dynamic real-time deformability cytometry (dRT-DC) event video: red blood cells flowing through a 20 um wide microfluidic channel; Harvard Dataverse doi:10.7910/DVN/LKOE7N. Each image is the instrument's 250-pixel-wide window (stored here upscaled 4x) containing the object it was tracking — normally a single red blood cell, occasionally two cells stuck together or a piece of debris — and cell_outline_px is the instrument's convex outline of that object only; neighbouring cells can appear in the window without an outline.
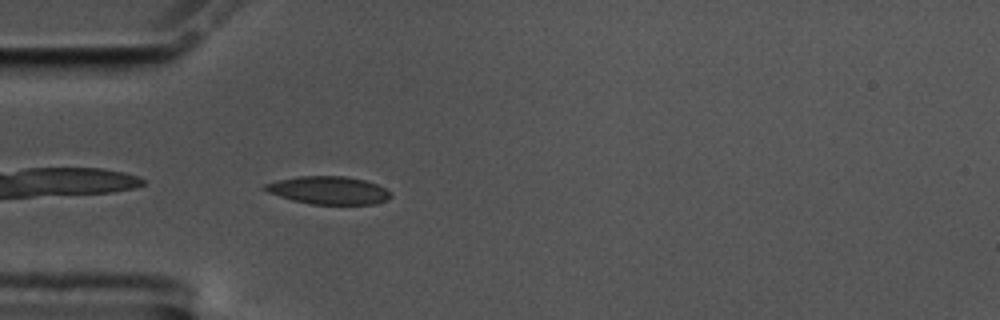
{"species": "common noctule bat (a hibernating species)", "species_latin": "Nyctalus noctula", "temperature_condition": "cold", "stored_images_in_passage": 41, "camera_frame_rate_fps": 3000, "um_per_image_px": 0.085, "animal": {"sex": "male", "body_mass_g": 17.5, "forearm_length_mm": 52.3}, "frame": {"image": 1, "passage_image": 1, "time_ms": 0.0, "image_size_px": [1000, 320], "cell_outline_px": [[392, 196], [388, 200], [372, 204], [312, 204], [292, 200], [268, 192], [260, 188], [264, 184], [276, 180], [296, 176], [344, 176], [364, 180], [376, 184], [392, 192]], "centroid_in_image_um": [27.91, 16.17], "position_along_channel_um": 57.1, "area_um2": 20.52}}
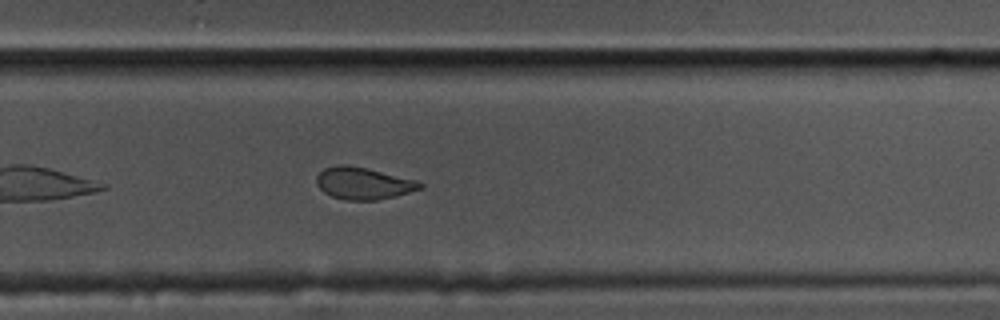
{"frame": {"image": 2, "passage_image": 22, "time_ms": 7.0, "image_size_px": [1000, 320], "cell_outline_px": [[424, 188], [396, 196], [376, 200], [344, 200], [332, 196], [324, 192], [316, 184], [316, 176], [324, 168], [340, 164], [344, 164], [364, 168], [416, 180], [424, 184]], "centroid_in_image_um": [30.88, 15.59], "position_along_channel_um": 298.9, "area_um2": 19.19}}
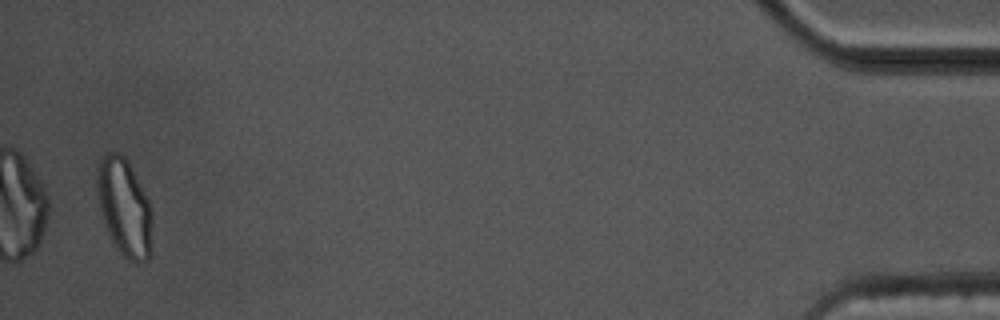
{"frame": {"image": 3, "passage_image": 40, "time_ms": 13.0, "image_size_px": [1000, 320], "cell_outline_px": [[152, 252], [148, 260], [136, 264], [128, 260], [116, 248], [104, 224], [100, 208], [96, 188], [96, 168], [100, 160], [108, 152], [120, 152], [128, 160], [152, 208]], "centroid_in_image_um": [10.59, 17.65], "position_along_channel_um": 424.6, "area_um2": 31.85}, "authors_computed_cell_mechanics": {"area_um2": 20.0566, "velocity_mm_per_s": 3.5191, "shape_relaxation_time_tau1_ms": 10.6206, "shape_relaxation_time_tau2_ms": 1.9372, "deformation_change_tau1": 0.2006, "deformation_change_tau2": 0.0699}}